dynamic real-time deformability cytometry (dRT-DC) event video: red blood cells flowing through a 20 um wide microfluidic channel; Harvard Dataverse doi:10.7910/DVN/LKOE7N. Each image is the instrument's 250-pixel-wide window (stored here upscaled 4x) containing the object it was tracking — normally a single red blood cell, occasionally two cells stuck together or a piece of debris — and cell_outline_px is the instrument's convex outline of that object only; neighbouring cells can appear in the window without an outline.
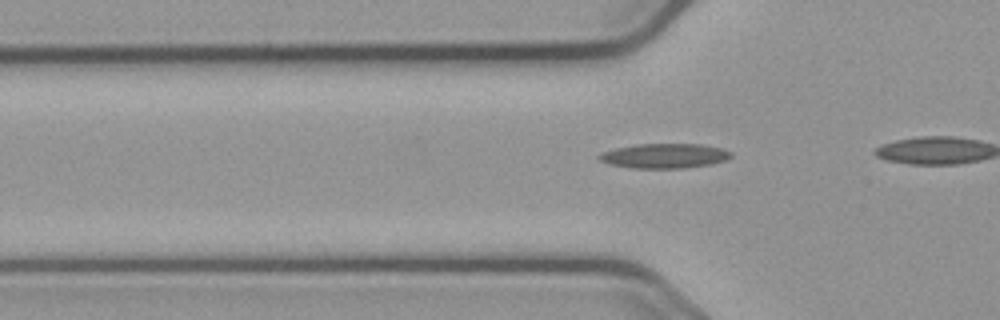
{"species": "common noctule bat (a hibernating species)", "species_latin": "Nyctalus noctula", "temperature_condition": "cold", "stored_images_in_passage": 14, "camera_frame_rate_fps": 3000, "um_per_image_px": 0.085, "animal": {"sex": "male", "body_mass_g": 23.1, "forearm_length_mm": 52.7}, "frame": {"image": 1, "passage_image": 5, "time_ms": 1.333, "image_size_px": [1000, 320], "cell_outline_px": [[732, 156], [728, 160], [712, 164], [688, 168], [632, 168], [608, 164], [600, 160], [596, 156], [600, 152], [616, 148], [636, 144], [700, 144], [720, 148], [732, 152]], "centroid_in_image_um": [56.48, 13.25], "position_along_channel_um": 69.3, "area_um2": 19.19}}
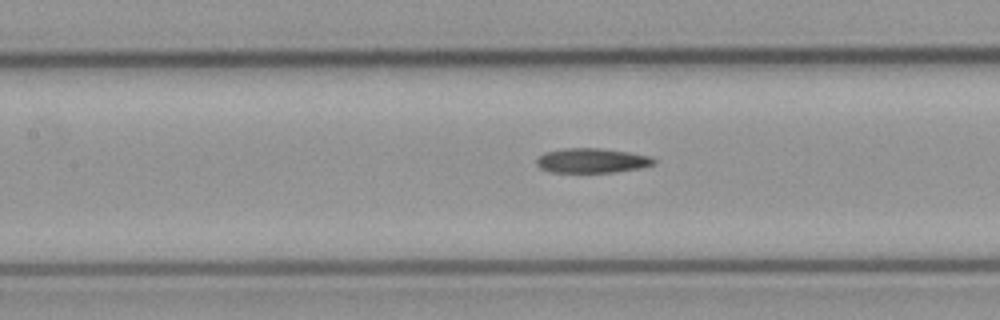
{"frame": {"image": 2, "passage_image": 12, "time_ms": 3.667, "image_size_px": [1000, 320], "cell_outline_px": [[656, 164], [640, 168], [616, 172], [548, 172], [540, 168], [536, 164], [536, 160], [544, 152], [564, 148], [600, 148], [628, 152], [652, 156], [656, 160]], "centroid_in_image_um": [50.33, 13.65], "position_along_channel_um": 157.1, "area_um2": 16.99}}